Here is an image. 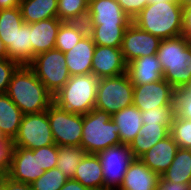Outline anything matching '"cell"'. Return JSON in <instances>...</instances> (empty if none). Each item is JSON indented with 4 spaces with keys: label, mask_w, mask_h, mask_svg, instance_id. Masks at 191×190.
Segmentation results:
<instances>
[{
    "label": "cell",
    "mask_w": 191,
    "mask_h": 190,
    "mask_svg": "<svg viewBox=\"0 0 191 190\" xmlns=\"http://www.w3.org/2000/svg\"><path fill=\"white\" fill-rule=\"evenodd\" d=\"M6 94L24 115L46 111L53 103V95L28 65L13 73Z\"/></svg>",
    "instance_id": "cell-1"
},
{
    "label": "cell",
    "mask_w": 191,
    "mask_h": 190,
    "mask_svg": "<svg viewBox=\"0 0 191 190\" xmlns=\"http://www.w3.org/2000/svg\"><path fill=\"white\" fill-rule=\"evenodd\" d=\"M163 78L176 90L184 89L191 80V49L189 38L181 35L163 39L156 53Z\"/></svg>",
    "instance_id": "cell-2"
},
{
    "label": "cell",
    "mask_w": 191,
    "mask_h": 190,
    "mask_svg": "<svg viewBox=\"0 0 191 190\" xmlns=\"http://www.w3.org/2000/svg\"><path fill=\"white\" fill-rule=\"evenodd\" d=\"M182 16V6L177 1L148 3L132 23L163 40L183 35Z\"/></svg>",
    "instance_id": "cell-3"
},
{
    "label": "cell",
    "mask_w": 191,
    "mask_h": 190,
    "mask_svg": "<svg viewBox=\"0 0 191 190\" xmlns=\"http://www.w3.org/2000/svg\"><path fill=\"white\" fill-rule=\"evenodd\" d=\"M98 83L99 79L92 73L71 76L53 95V103L71 113L84 115L95 107Z\"/></svg>",
    "instance_id": "cell-4"
},
{
    "label": "cell",
    "mask_w": 191,
    "mask_h": 190,
    "mask_svg": "<svg viewBox=\"0 0 191 190\" xmlns=\"http://www.w3.org/2000/svg\"><path fill=\"white\" fill-rule=\"evenodd\" d=\"M104 111L93 108L83 115L82 139L80 147L88 154H98L109 146L122 144L118 127Z\"/></svg>",
    "instance_id": "cell-5"
},
{
    "label": "cell",
    "mask_w": 191,
    "mask_h": 190,
    "mask_svg": "<svg viewBox=\"0 0 191 190\" xmlns=\"http://www.w3.org/2000/svg\"><path fill=\"white\" fill-rule=\"evenodd\" d=\"M134 86L126 73L99 79L96 104L98 110L111 116L120 109L133 105Z\"/></svg>",
    "instance_id": "cell-6"
},
{
    "label": "cell",
    "mask_w": 191,
    "mask_h": 190,
    "mask_svg": "<svg viewBox=\"0 0 191 190\" xmlns=\"http://www.w3.org/2000/svg\"><path fill=\"white\" fill-rule=\"evenodd\" d=\"M28 66L52 95L56 94L71 77L65 54L55 48L37 54Z\"/></svg>",
    "instance_id": "cell-7"
},
{
    "label": "cell",
    "mask_w": 191,
    "mask_h": 190,
    "mask_svg": "<svg viewBox=\"0 0 191 190\" xmlns=\"http://www.w3.org/2000/svg\"><path fill=\"white\" fill-rule=\"evenodd\" d=\"M46 111L55 144L80 147L83 115L71 113L55 103H52Z\"/></svg>",
    "instance_id": "cell-8"
},
{
    "label": "cell",
    "mask_w": 191,
    "mask_h": 190,
    "mask_svg": "<svg viewBox=\"0 0 191 190\" xmlns=\"http://www.w3.org/2000/svg\"><path fill=\"white\" fill-rule=\"evenodd\" d=\"M55 144L47 111L25 114L22 118L17 136L12 147L38 149Z\"/></svg>",
    "instance_id": "cell-9"
},
{
    "label": "cell",
    "mask_w": 191,
    "mask_h": 190,
    "mask_svg": "<svg viewBox=\"0 0 191 190\" xmlns=\"http://www.w3.org/2000/svg\"><path fill=\"white\" fill-rule=\"evenodd\" d=\"M97 155L102 166L104 189L119 190L128 167L135 159L130 146H109Z\"/></svg>",
    "instance_id": "cell-10"
},
{
    "label": "cell",
    "mask_w": 191,
    "mask_h": 190,
    "mask_svg": "<svg viewBox=\"0 0 191 190\" xmlns=\"http://www.w3.org/2000/svg\"><path fill=\"white\" fill-rule=\"evenodd\" d=\"M176 90L163 78L160 81L134 86L133 105L141 112L159 106H175Z\"/></svg>",
    "instance_id": "cell-11"
},
{
    "label": "cell",
    "mask_w": 191,
    "mask_h": 190,
    "mask_svg": "<svg viewBox=\"0 0 191 190\" xmlns=\"http://www.w3.org/2000/svg\"><path fill=\"white\" fill-rule=\"evenodd\" d=\"M161 41L158 37L131 23L124 32L120 47L126 64L140 57L155 55Z\"/></svg>",
    "instance_id": "cell-12"
},
{
    "label": "cell",
    "mask_w": 191,
    "mask_h": 190,
    "mask_svg": "<svg viewBox=\"0 0 191 190\" xmlns=\"http://www.w3.org/2000/svg\"><path fill=\"white\" fill-rule=\"evenodd\" d=\"M45 170L40 168L38 153L24 147H12L6 175L17 182L32 184Z\"/></svg>",
    "instance_id": "cell-13"
},
{
    "label": "cell",
    "mask_w": 191,
    "mask_h": 190,
    "mask_svg": "<svg viewBox=\"0 0 191 190\" xmlns=\"http://www.w3.org/2000/svg\"><path fill=\"white\" fill-rule=\"evenodd\" d=\"M87 25H130V19L117 0H89Z\"/></svg>",
    "instance_id": "cell-14"
},
{
    "label": "cell",
    "mask_w": 191,
    "mask_h": 190,
    "mask_svg": "<svg viewBox=\"0 0 191 190\" xmlns=\"http://www.w3.org/2000/svg\"><path fill=\"white\" fill-rule=\"evenodd\" d=\"M127 64L120 48L96 45L92 59V74L98 79L126 73Z\"/></svg>",
    "instance_id": "cell-15"
},
{
    "label": "cell",
    "mask_w": 191,
    "mask_h": 190,
    "mask_svg": "<svg viewBox=\"0 0 191 190\" xmlns=\"http://www.w3.org/2000/svg\"><path fill=\"white\" fill-rule=\"evenodd\" d=\"M95 47L96 45L91 36L86 33L72 49L64 53L71 76L92 73V59Z\"/></svg>",
    "instance_id": "cell-16"
},
{
    "label": "cell",
    "mask_w": 191,
    "mask_h": 190,
    "mask_svg": "<svg viewBox=\"0 0 191 190\" xmlns=\"http://www.w3.org/2000/svg\"><path fill=\"white\" fill-rule=\"evenodd\" d=\"M178 148V144L169 135L156 143L139 159L153 172L161 176L170 167Z\"/></svg>",
    "instance_id": "cell-17"
},
{
    "label": "cell",
    "mask_w": 191,
    "mask_h": 190,
    "mask_svg": "<svg viewBox=\"0 0 191 190\" xmlns=\"http://www.w3.org/2000/svg\"><path fill=\"white\" fill-rule=\"evenodd\" d=\"M126 74L133 86L163 79V70L156 54L137 58L127 64Z\"/></svg>",
    "instance_id": "cell-18"
},
{
    "label": "cell",
    "mask_w": 191,
    "mask_h": 190,
    "mask_svg": "<svg viewBox=\"0 0 191 190\" xmlns=\"http://www.w3.org/2000/svg\"><path fill=\"white\" fill-rule=\"evenodd\" d=\"M62 22L55 17L31 23L32 59L39 53L55 48L57 33Z\"/></svg>",
    "instance_id": "cell-19"
},
{
    "label": "cell",
    "mask_w": 191,
    "mask_h": 190,
    "mask_svg": "<svg viewBox=\"0 0 191 190\" xmlns=\"http://www.w3.org/2000/svg\"><path fill=\"white\" fill-rule=\"evenodd\" d=\"M159 177L140 159H134L119 190H157Z\"/></svg>",
    "instance_id": "cell-20"
},
{
    "label": "cell",
    "mask_w": 191,
    "mask_h": 190,
    "mask_svg": "<svg viewBox=\"0 0 191 190\" xmlns=\"http://www.w3.org/2000/svg\"><path fill=\"white\" fill-rule=\"evenodd\" d=\"M111 119L118 127L121 143L125 145H130L143 125L141 111L135 105L120 109Z\"/></svg>",
    "instance_id": "cell-21"
},
{
    "label": "cell",
    "mask_w": 191,
    "mask_h": 190,
    "mask_svg": "<svg viewBox=\"0 0 191 190\" xmlns=\"http://www.w3.org/2000/svg\"><path fill=\"white\" fill-rule=\"evenodd\" d=\"M73 179L80 182L89 190L104 189L102 166L98 155L86 153L80 161Z\"/></svg>",
    "instance_id": "cell-22"
},
{
    "label": "cell",
    "mask_w": 191,
    "mask_h": 190,
    "mask_svg": "<svg viewBox=\"0 0 191 190\" xmlns=\"http://www.w3.org/2000/svg\"><path fill=\"white\" fill-rule=\"evenodd\" d=\"M170 135V127L162 124H143L139 134L130 143L135 159H139L151 147Z\"/></svg>",
    "instance_id": "cell-23"
},
{
    "label": "cell",
    "mask_w": 191,
    "mask_h": 190,
    "mask_svg": "<svg viewBox=\"0 0 191 190\" xmlns=\"http://www.w3.org/2000/svg\"><path fill=\"white\" fill-rule=\"evenodd\" d=\"M24 114L7 94L0 95V137L13 141Z\"/></svg>",
    "instance_id": "cell-24"
},
{
    "label": "cell",
    "mask_w": 191,
    "mask_h": 190,
    "mask_svg": "<svg viewBox=\"0 0 191 190\" xmlns=\"http://www.w3.org/2000/svg\"><path fill=\"white\" fill-rule=\"evenodd\" d=\"M19 8L25 24L58 17V0H21Z\"/></svg>",
    "instance_id": "cell-25"
},
{
    "label": "cell",
    "mask_w": 191,
    "mask_h": 190,
    "mask_svg": "<svg viewBox=\"0 0 191 190\" xmlns=\"http://www.w3.org/2000/svg\"><path fill=\"white\" fill-rule=\"evenodd\" d=\"M24 24L19 6L0 9V38L6 49L15 47L16 33Z\"/></svg>",
    "instance_id": "cell-26"
},
{
    "label": "cell",
    "mask_w": 191,
    "mask_h": 190,
    "mask_svg": "<svg viewBox=\"0 0 191 190\" xmlns=\"http://www.w3.org/2000/svg\"><path fill=\"white\" fill-rule=\"evenodd\" d=\"M129 25H87V33L95 45L120 48Z\"/></svg>",
    "instance_id": "cell-27"
},
{
    "label": "cell",
    "mask_w": 191,
    "mask_h": 190,
    "mask_svg": "<svg viewBox=\"0 0 191 190\" xmlns=\"http://www.w3.org/2000/svg\"><path fill=\"white\" fill-rule=\"evenodd\" d=\"M161 177L167 181L189 184L191 181V149L178 148L170 167Z\"/></svg>",
    "instance_id": "cell-28"
},
{
    "label": "cell",
    "mask_w": 191,
    "mask_h": 190,
    "mask_svg": "<svg viewBox=\"0 0 191 190\" xmlns=\"http://www.w3.org/2000/svg\"><path fill=\"white\" fill-rule=\"evenodd\" d=\"M8 58L19 65H29L32 62L31 24H24L15 37V47L7 49Z\"/></svg>",
    "instance_id": "cell-29"
},
{
    "label": "cell",
    "mask_w": 191,
    "mask_h": 190,
    "mask_svg": "<svg viewBox=\"0 0 191 190\" xmlns=\"http://www.w3.org/2000/svg\"><path fill=\"white\" fill-rule=\"evenodd\" d=\"M87 33L85 22H62L55 41V49L63 53L72 49Z\"/></svg>",
    "instance_id": "cell-30"
},
{
    "label": "cell",
    "mask_w": 191,
    "mask_h": 190,
    "mask_svg": "<svg viewBox=\"0 0 191 190\" xmlns=\"http://www.w3.org/2000/svg\"><path fill=\"white\" fill-rule=\"evenodd\" d=\"M86 152L81 147L58 146L56 167L68 178H73Z\"/></svg>",
    "instance_id": "cell-31"
},
{
    "label": "cell",
    "mask_w": 191,
    "mask_h": 190,
    "mask_svg": "<svg viewBox=\"0 0 191 190\" xmlns=\"http://www.w3.org/2000/svg\"><path fill=\"white\" fill-rule=\"evenodd\" d=\"M89 0H58L57 15L63 22H86Z\"/></svg>",
    "instance_id": "cell-32"
},
{
    "label": "cell",
    "mask_w": 191,
    "mask_h": 190,
    "mask_svg": "<svg viewBox=\"0 0 191 190\" xmlns=\"http://www.w3.org/2000/svg\"><path fill=\"white\" fill-rule=\"evenodd\" d=\"M170 135L179 148L191 149V121L178 116L173 117Z\"/></svg>",
    "instance_id": "cell-33"
},
{
    "label": "cell",
    "mask_w": 191,
    "mask_h": 190,
    "mask_svg": "<svg viewBox=\"0 0 191 190\" xmlns=\"http://www.w3.org/2000/svg\"><path fill=\"white\" fill-rule=\"evenodd\" d=\"M67 179L57 167H54L45 171L43 175L30 185L32 190H60Z\"/></svg>",
    "instance_id": "cell-34"
},
{
    "label": "cell",
    "mask_w": 191,
    "mask_h": 190,
    "mask_svg": "<svg viewBox=\"0 0 191 190\" xmlns=\"http://www.w3.org/2000/svg\"><path fill=\"white\" fill-rule=\"evenodd\" d=\"M175 113V106H159L148 111H142V123L162 124L171 128Z\"/></svg>",
    "instance_id": "cell-35"
},
{
    "label": "cell",
    "mask_w": 191,
    "mask_h": 190,
    "mask_svg": "<svg viewBox=\"0 0 191 190\" xmlns=\"http://www.w3.org/2000/svg\"><path fill=\"white\" fill-rule=\"evenodd\" d=\"M33 152L38 153V162L43 170L48 171L56 167L58 158V146L56 144L34 149Z\"/></svg>",
    "instance_id": "cell-36"
},
{
    "label": "cell",
    "mask_w": 191,
    "mask_h": 190,
    "mask_svg": "<svg viewBox=\"0 0 191 190\" xmlns=\"http://www.w3.org/2000/svg\"><path fill=\"white\" fill-rule=\"evenodd\" d=\"M20 65L9 58L0 59V95L6 94L13 73Z\"/></svg>",
    "instance_id": "cell-37"
},
{
    "label": "cell",
    "mask_w": 191,
    "mask_h": 190,
    "mask_svg": "<svg viewBox=\"0 0 191 190\" xmlns=\"http://www.w3.org/2000/svg\"><path fill=\"white\" fill-rule=\"evenodd\" d=\"M175 112L178 116L191 121V94L183 89L176 92Z\"/></svg>",
    "instance_id": "cell-38"
},
{
    "label": "cell",
    "mask_w": 191,
    "mask_h": 190,
    "mask_svg": "<svg viewBox=\"0 0 191 190\" xmlns=\"http://www.w3.org/2000/svg\"><path fill=\"white\" fill-rule=\"evenodd\" d=\"M11 149L12 141L4 137H0V176L7 173L10 165Z\"/></svg>",
    "instance_id": "cell-39"
},
{
    "label": "cell",
    "mask_w": 191,
    "mask_h": 190,
    "mask_svg": "<svg viewBox=\"0 0 191 190\" xmlns=\"http://www.w3.org/2000/svg\"><path fill=\"white\" fill-rule=\"evenodd\" d=\"M124 13L133 19L149 3L148 0H117Z\"/></svg>",
    "instance_id": "cell-40"
},
{
    "label": "cell",
    "mask_w": 191,
    "mask_h": 190,
    "mask_svg": "<svg viewBox=\"0 0 191 190\" xmlns=\"http://www.w3.org/2000/svg\"><path fill=\"white\" fill-rule=\"evenodd\" d=\"M182 15L183 35L191 39V4L182 7Z\"/></svg>",
    "instance_id": "cell-41"
},
{
    "label": "cell",
    "mask_w": 191,
    "mask_h": 190,
    "mask_svg": "<svg viewBox=\"0 0 191 190\" xmlns=\"http://www.w3.org/2000/svg\"><path fill=\"white\" fill-rule=\"evenodd\" d=\"M157 190H188V184L167 181L160 176Z\"/></svg>",
    "instance_id": "cell-42"
},
{
    "label": "cell",
    "mask_w": 191,
    "mask_h": 190,
    "mask_svg": "<svg viewBox=\"0 0 191 190\" xmlns=\"http://www.w3.org/2000/svg\"><path fill=\"white\" fill-rule=\"evenodd\" d=\"M6 190H32V188L30 184L14 181L6 175Z\"/></svg>",
    "instance_id": "cell-43"
},
{
    "label": "cell",
    "mask_w": 191,
    "mask_h": 190,
    "mask_svg": "<svg viewBox=\"0 0 191 190\" xmlns=\"http://www.w3.org/2000/svg\"><path fill=\"white\" fill-rule=\"evenodd\" d=\"M60 190H89L87 187L83 186L80 182L73 178L67 179L65 184Z\"/></svg>",
    "instance_id": "cell-44"
},
{
    "label": "cell",
    "mask_w": 191,
    "mask_h": 190,
    "mask_svg": "<svg viewBox=\"0 0 191 190\" xmlns=\"http://www.w3.org/2000/svg\"><path fill=\"white\" fill-rule=\"evenodd\" d=\"M21 0H0V9L12 8L19 6Z\"/></svg>",
    "instance_id": "cell-45"
},
{
    "label": "cell",
    "mask_w": 191,
    "mask_h": 190,
    "mask_svg": "<svg viewBox=\"0 0 191 190\" xmlns=\"http://www.w3.org/2000/svg\"><path fill=\"white\" fill-rule=\"evenodd\" d=\"M8 58L7 49L0 38V59Z\"/></svg>",
    "instance_id": "cell-46"
},
{
    "label": "cell",
    "mask_w": 191,
    "mask_h": 190,
    "mask_svg": "<svg viewBox=\"0 0 191 190\" xmlns=\"http://www.w3.org/2000/svg\"><path fill=\"white\" fill-rule=\"evenodd\" d=\"M0 190H6V174L0 176Z\"/></svg>",
    "instance_id": "cell-47"
},
{
    "label": "cell",
    "mask_w": 191,
    "mask_h": 190,
    "mask_svg": "<svg viewBox=\"0 0 191 190\" xmlns=\"http://www.w3.org/2000/svg\"><path fill=\"white\" fill-rule=\"evenodd\" d=\"M177 2L183 7L185 5L191 4V0H177Z\"/></svg>",
    "instance_id": "cell-48"
},
{
    "label": "cell",
    "mask_w": 191,
    "mask_h": 190,
    "mask_svg": "<svg viewBox=\"0 0 191 190\" xmlns=\"http://www.w3.org/2000/svg\"><path fill=\"white\" fill-rule=\"evenodd\" d=\"M183 90L191 94V80Z\"/></svg>",
    "instance_id": "cell-49"
},
{
    "label": "cell",
    "mask_w": 191,
    "mask_h": 190,
    "mask_svg": "<svg viewBox=\"0 0 191 190\" xmlns=\"http://www.w3.org/2000/svg\"><path fill=\"white\" fill-rule=\"evenodd\" d=\"M167 2V1H177V0H148L149 3H156V2Z\"/></svg>",
    "instance_id": "cell-50"
},
{
    "label": "cell",
    "mask_w": 191,
    "mask_h": 190,
    "mask_svg": "<svg viewBox=\"0 0 191 190\" xmlns=\"http://www.w3.org/2000/svg\"><path fill=\"white\" fill-rule=\"evenodd\" d=\"M188 190H191V181L188 184Z\"/></svg>",
    "instance_id": "cell-51"
},
{
    "label": "cell",
    "mask_w": 191,
    "mask_h": 190,
    "mask_svg": "<svg viewBox=\"0 0 191 190\" xmlns=\"http://www.w3.org/2000/svg\"><path fill=\"white\" fill-rule=\"evenodd\" d=\"M189 46H190V49H191V39H189Z\"/></svg>",
    "instance_id": "cell-52"
}]
</instances>
